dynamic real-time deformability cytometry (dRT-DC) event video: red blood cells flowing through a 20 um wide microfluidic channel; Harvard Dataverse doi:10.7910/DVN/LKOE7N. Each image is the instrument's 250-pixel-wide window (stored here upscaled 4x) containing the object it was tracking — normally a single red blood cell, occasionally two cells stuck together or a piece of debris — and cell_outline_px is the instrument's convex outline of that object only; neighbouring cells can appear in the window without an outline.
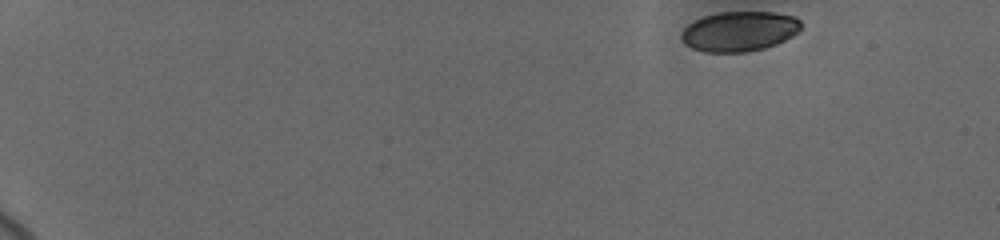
{"species": "human", "species_latin": "Homo sapiens", "temperature_condition": "cold", "stored_images_in_passage": 89, "camera_frame_rate_fps": 3000, "um_per_image_px": 0.085, "donor": {"sex": "female"}, "frame": {"image": 1, "passage_image": 1, "time_ms": 0.0, "image_size_px": [1000, 240], "cell_outline_px": [[800, 28], [792, 36], [776, 44], [764, 48], [748, 52], [704, 52], [692, 48], [684, 44], [680, 36], [680, 32], [688, 24], [704, 16], [720, 12], [772, 12], [796, 16], [800, 20]], "centroid_in_image_um": [62.82, 2.66], "position_along_channel_um": 22.2, "area_um2": 27.92}}
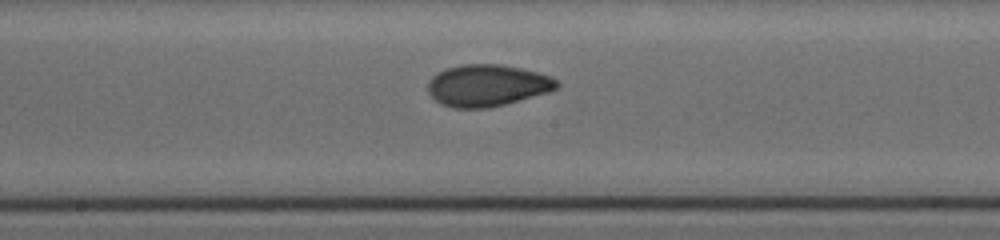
{"frame": {"image": 2, "passage_image": 49, "time_ms": 9.0, "image_size_px": [1000, 240], "cell_outline_px": [[560, 84], [556, 88], [548, 92], [504, 104], [488, 108], [452, 108], [440, 104], [428, 92], [428, 80], [436, 72], [444, 68], [464, 64], [500, 64], [520, 68], [552, 76]], "centroid_in_image_um": [41.38, 7.26], "position_along_channel_um": 206.8, "area_um2": 31.44}}
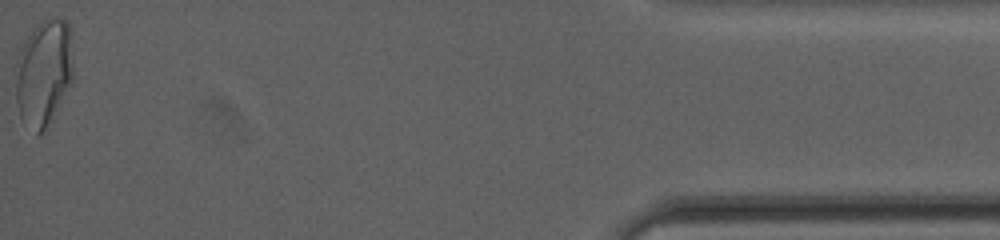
{"frame": {"image": 3, "passage_image": 88, "time_ms": 17.0, "image_size_px": [1000, 240], "cell_outline_px": [[72, 84], [44, 128], [36, 136], [20, 116], [16, 100], [12, 72], [20, 48], [24, 40], [32, 28], [44, 16], [56, 16], [68, 20], [72, 32]], "centroid_in_image_um": [3.69, 6.05], "position_along_channel_um": 431.5, "area_um2": 36.93}, "authors_computed_cell_mechanics": {"area_um2": 30.1716, "velocity_mm_per_s": 3.7001, "shape_relaxation_time_tau1_ms": null, "shape_relaxation_time_tau2_ms": 1.3304, "deformation_change_tau1": null, "deformation_change_tau2": 0.05}}